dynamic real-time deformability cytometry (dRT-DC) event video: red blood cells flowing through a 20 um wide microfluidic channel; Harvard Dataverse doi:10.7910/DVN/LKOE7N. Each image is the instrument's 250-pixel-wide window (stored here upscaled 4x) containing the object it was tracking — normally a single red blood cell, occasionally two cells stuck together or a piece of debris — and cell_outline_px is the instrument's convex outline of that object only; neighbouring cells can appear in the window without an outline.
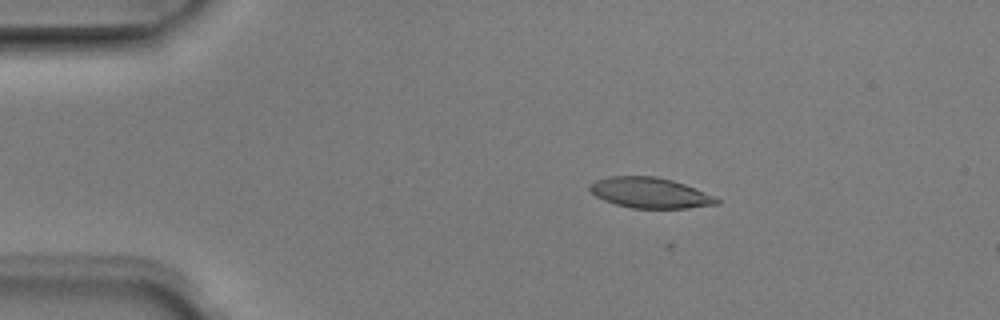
{"species": "Egyptian fruit bat (a non-hibernating species)", "species_latin": "Rousettus aegyptiacus", "temperature_condition": "room temperature", "stored_images_in_passage": 5, "camera_frame_rate_fps": 3000, "um_per_image_px": 0.085, "animal": {"sex": "male"}, "frame": {"image": 1, "passage_image": 3, "time_ms": 0.667, "image_size_px": [1000, 320], "cell_outline_px": [[720, 204], [688, 208], [632, 208], [616, 204], [604, 200], [596, 196], [588, 188], [588, 184], [596, 180], [608, 176], [656, 176], [672, 180], [684, 184], [716, 196], [720, 200]], "centroid_in_image_um": [55.26, 16.39], "position_along_channel_um": 29.7, "area_um2": 22.66}}